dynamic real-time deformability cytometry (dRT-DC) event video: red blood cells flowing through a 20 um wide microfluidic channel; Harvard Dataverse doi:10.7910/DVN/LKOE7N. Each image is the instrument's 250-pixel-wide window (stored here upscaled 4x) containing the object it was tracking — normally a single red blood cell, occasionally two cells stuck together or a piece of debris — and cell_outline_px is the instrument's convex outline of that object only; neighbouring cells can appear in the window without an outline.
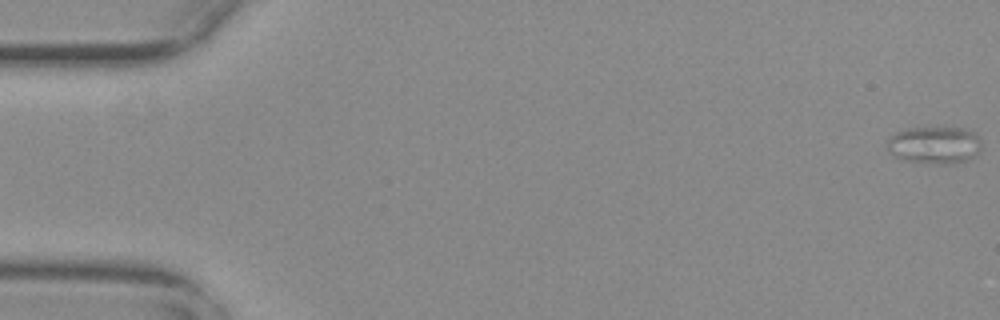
{"species": "common noctule bat (a hibernating species)", "species_latin": "Nyctalus noctula", "temperature_condition": "warm", "stored_images_in_passage": 57, "segment_of_instrument_passage": [1, 2], "camera_frame_rate_fps": 3000, "um_per_image_px": 0.085, "animal": {"sex": "female", "body_mass_g": 29.2, "forearm_length_mm": 56.3}, "frame": {"image": 1, "passage_image": 1, "time_ms": 0.0, "image_size_px": [1000, 320], "cell_outline_px": [[980, 148], [976, 156], [964, 160], [944, 164], [936, 164], [908, 160], [892, 152], [888, 148], [888, 140], [896, 132], [908, 128], [928, 124], [944, 124], [968, 128], [980, 140]], "centroid_in_image_um": [79.48, 12.23], "position_along_channel_um": 5.5, "area_um2": 20.98}}
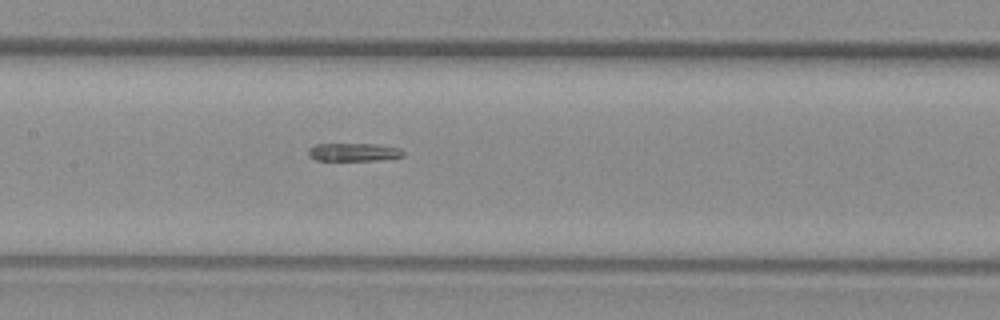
{"frame": {"image": 2, "passage_image": 28, "time_ms": 9.0, "image_size_px": [1000, 320], "cell_outline_px": [[404, 156], [376, 160], [316, 160], [308, 156], [308, 148], [316, 144], [380, 144], [400, 148], [404, 152]], "centroid_in_image_um": [30.06, 12.92], "position_along_channel_um": 177.3, "area_um2": 10.0}}
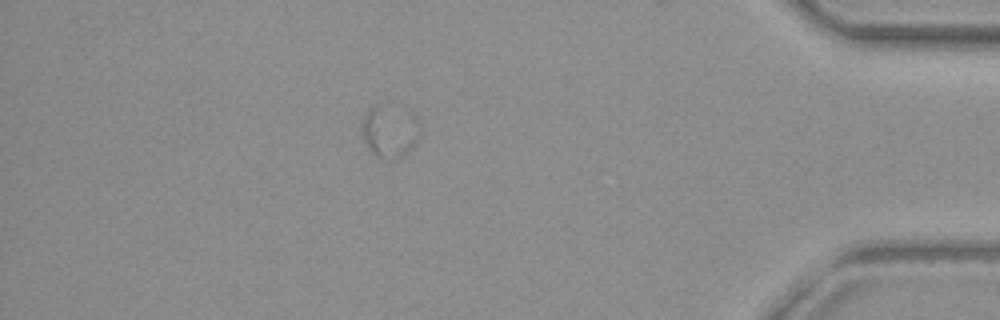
{"frame": {"image": 3, "passage_image": 50, "time_ms": 16.333, "image_size_px": [1000, 320], "cell_outline_px": [[416, 140], [412, 148], [396, 160], [388, 160], [376, 156], [372, 152], [364, 140], [360, 128], [360, 124], [364, 116], [376, 104], [380, 104]], "centroid_in_image_um": [32.75, 11.43], "position_along_channel_um": 402.4, "area_um2": 13.93}}